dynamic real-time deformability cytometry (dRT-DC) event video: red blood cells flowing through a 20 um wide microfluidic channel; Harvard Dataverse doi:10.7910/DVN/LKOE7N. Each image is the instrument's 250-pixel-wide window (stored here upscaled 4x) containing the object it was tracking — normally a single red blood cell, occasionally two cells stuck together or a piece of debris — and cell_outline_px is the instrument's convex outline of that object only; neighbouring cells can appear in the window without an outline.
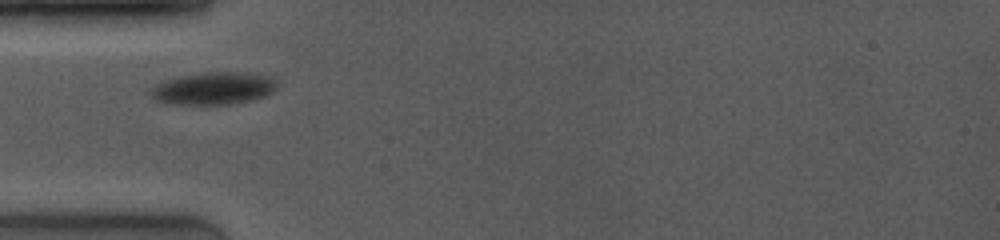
{"species": "common noctule bat (a hibernating species)", "species_latin": "Nyctalus noctula", "temperature_condition": "room temperature", "stored_images_in_passage": 10, "camera_frame_rate_fps": 4000, "um_per_image_px": 0.085, "animal": {"sex": "female", "body_mass_g": 19.0, "forearm_length_mm": 53.3}, "frame": {"image": 1, "passage_image": 1, "time_ms": 0.0, "image_size_px": [1000, 240], "cell_outline_px": [[276, 88], [272, 92], [264, 96], [232, 104], [172, 104], [156, 100], [148, 92], [148, 88], [152, 84], [164, 80], [180, 76], [200, 72], [244, 72], [268, 76], [276, 84]], "centroid_in_image_um": [18.05, 7.5], "position_along_channel_um": 67.0, "area_um2": 23.93}}